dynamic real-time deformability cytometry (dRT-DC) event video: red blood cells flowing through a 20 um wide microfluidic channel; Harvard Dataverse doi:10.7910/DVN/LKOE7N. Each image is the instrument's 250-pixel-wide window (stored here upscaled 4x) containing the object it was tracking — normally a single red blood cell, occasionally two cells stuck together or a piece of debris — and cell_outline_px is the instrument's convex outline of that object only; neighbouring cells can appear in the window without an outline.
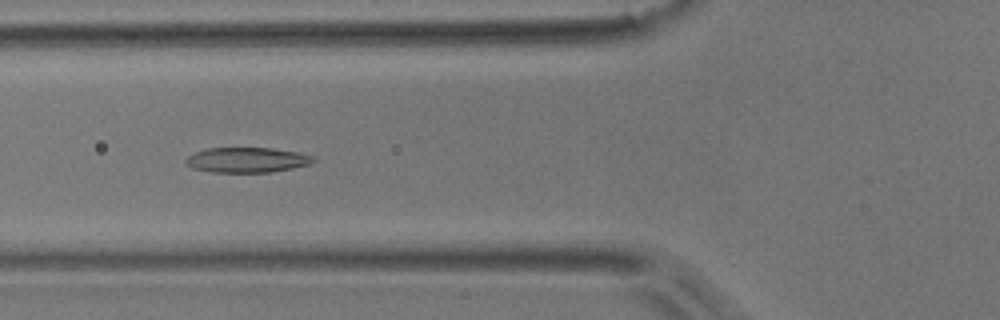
{"species": "common noctule bat (a hibernating species)", "species_latin": "Nyctalus noctula", "temperature_condition": "room temperature", "stored_images_in_passage": 39, "camera_frame_rate_fps": 3000, "um_per_image_px": 0.085, "animal": {"sex": "male", "body_mass_g": 17.9}, "frame": {"image": 1, "passage_image": 7, "time_ms": 2.0, "image_size_px": [1000, 320], "cell_outline_px": [[316, 160], [308, 164], [292, 168], [272, 172], [212, 172], [192, 168], [184, 164], [184, 160], [188, 156], [196, 152], [208, 148], [272, 148], [300, 152], [312, 156]], "centroid_in_image_um": [20.97, 13.59], "position_along_channel_um": 104.8, "area_um2": 18.67}}
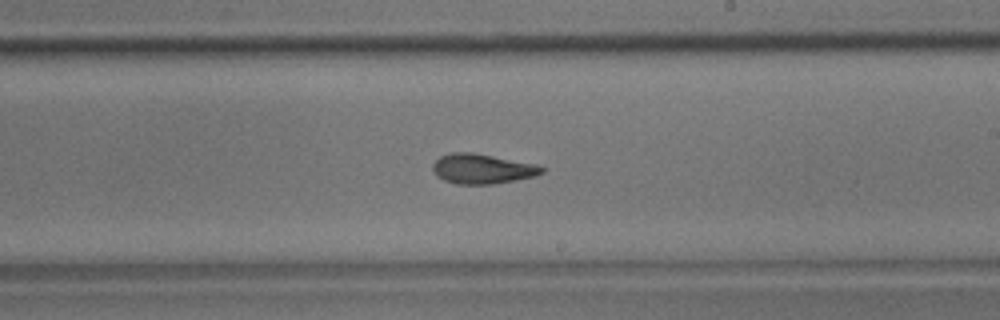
{"frame": {"image": 2, "passage_image": 18, "time_ms": 5.667, "image_size_px": [1000, 320], "cell_outline_px": [[544, 172], [536, 176], [516, 180], [492, 184], [456, 184], [444, 180], [436, 176], [432, 168], [432, 164], [440, 156], [448, 152], [472, 152], [532, 164], [544, 168]], "centroid_in_image_um": [40.93, 14.35], "position_along_channel_um": 248.1, "area_um2": 18.84}}
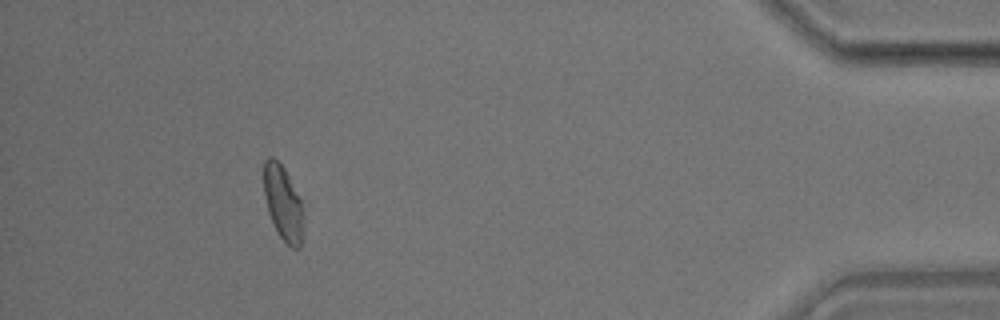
{"frame": {"image": 3, "passage_image": 35, "time_ms": 11.333, "image_size_px": [1000, 320], "cell_outline_px": [[304, 232], [300, 248], [292, 248], [276, 232], [268, 212], [264, 196], [264, 160], [268, 156], [272, 156], [284, 168], [300, 200], [304, 228]], "centroid_in_image_um": [24.05, 17.29], "position_along_channel_um": 411.1, "area_um2": 17.17}, "authors_computed_cell_mechanics": {"area_um2": 18.785, "velocity_mm_per_s": 3.9014, "shape_relaxation_time_tau1_ms": 5.0445, "shape_relaxation_time_tau2_ms": 2.1788, "deformation_change_tau1": 0.1555, "deformation_change_tau2": 0.104}}